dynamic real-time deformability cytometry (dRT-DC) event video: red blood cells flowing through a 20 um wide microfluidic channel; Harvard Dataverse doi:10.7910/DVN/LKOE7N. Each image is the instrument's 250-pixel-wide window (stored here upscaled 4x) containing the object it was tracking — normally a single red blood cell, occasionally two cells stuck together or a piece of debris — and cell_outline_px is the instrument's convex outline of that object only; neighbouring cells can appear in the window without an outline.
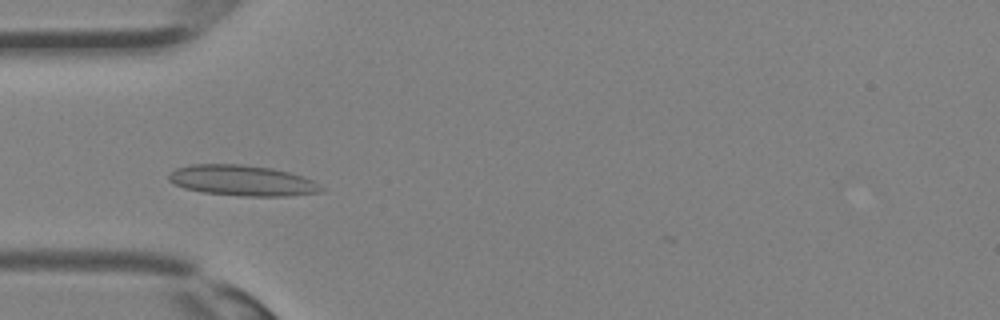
{"species": "Egyptian fruit bat (a non-hibernating species)", "species_latin": "Rousettus aegyptiacus", "temperature_condition": "room temperature", "stored_images_in_passage": 32, "camera_frame_rate_fps": 3000, "um_per_image_px": 0.085, "animal": {"sex": "female"}, "frame": {"image": 1, "passage_image": 10, "time_ms": 3.0, "image_size_px": [1000, 320], "cell_outline_px": [[324, 192], [284, 196], [244, 196], [204, 192], [184, 188], [168, 180], [168, 176], [176, 168], [192, 164], [240, 164], [272, 168], [304, 176], [312, 180], [324, 188]], "centroid_in_image_um": [20.62, 15.34], "position_along_channel_um": 64.4, "area_um2": 27.11}}
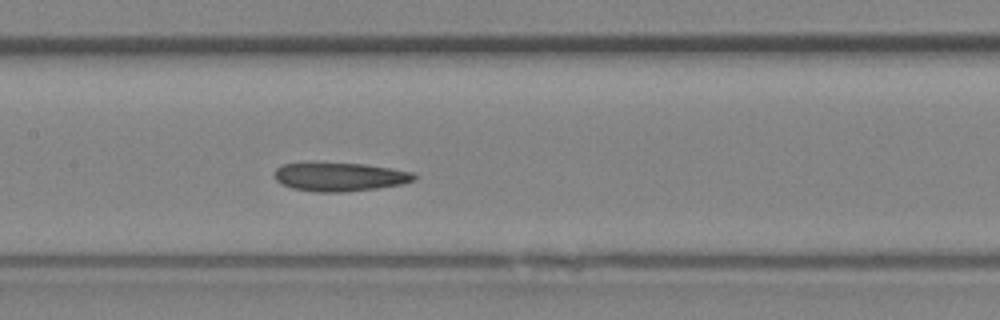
{"frame": {"image": 2, "passage_image": 16, "time_ms": 5.0, "image_size_px": [1000, 320], "cell_outline_px": [[416, 180], [400, 184], [376, 188], [344, 192], [312, 192], [292, 188], [280, 184], [276, 180], [276, 168], [280, 164], [364, 164], [412, 172], [416, 176]], "centroid_in_image_um": [28.86, 15.05], "position_along_channel_um": 178.5, "area_um2": 22.83}}
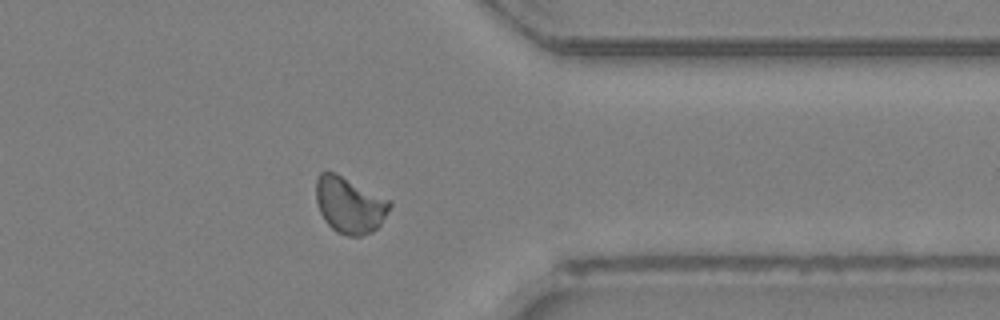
{"frame": {"image": 3, "passage_image": 27, "time_ms": 8.667, "image_size_px": [1000, 320], "cell_outline_px": [[392, 204], [388, 212], [380, 224], [372, 232], [360, 236], [348, 236], [336, 232], [324, 220], [320, 212], [316, 200], [316, 180], [320, 172], [332, 172], [392, 200]], "centroid_in_image_um": [29.72, 17.44], "position_along_channel_um": 381.7, "area_um2": 23.99}}